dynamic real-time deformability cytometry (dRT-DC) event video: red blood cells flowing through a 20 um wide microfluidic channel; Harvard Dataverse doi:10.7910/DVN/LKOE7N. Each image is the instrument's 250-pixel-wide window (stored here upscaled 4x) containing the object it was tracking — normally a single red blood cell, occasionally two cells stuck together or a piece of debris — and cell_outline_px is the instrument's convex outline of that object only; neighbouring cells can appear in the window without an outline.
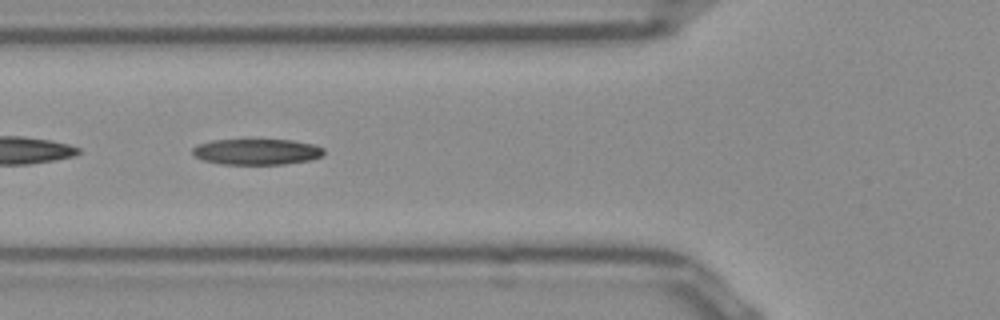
{"species": "Egyptian fruit bat (a non-hibernating species)", "species_latin": "Rousettus aegyptiacus", "temperature_condition": "room temperature", "stored_images_in_passage": 52, "segment_of_instrument_passage": [2, 2], "camera_frame_rate_fps": 3000, "um_per_image_px": 0.085, "frame": {"image": 1, "passage_image": 19, "time_ms": 6.0, "image_size_px": [1000, 320], "cell_outline_px": [[324, 152], [320, 156], [308, 160], [284, 164], [220, 164], [204, 160], [196, 156], [192, 152], [192, 148], [200, 144], [212, 140], [292, 140], [316, 144], [324, 148]], "centroid_in_image_um": [21.84, 12.89], "position_along_channel_um": 104.0, "area_um2": 19.65}}
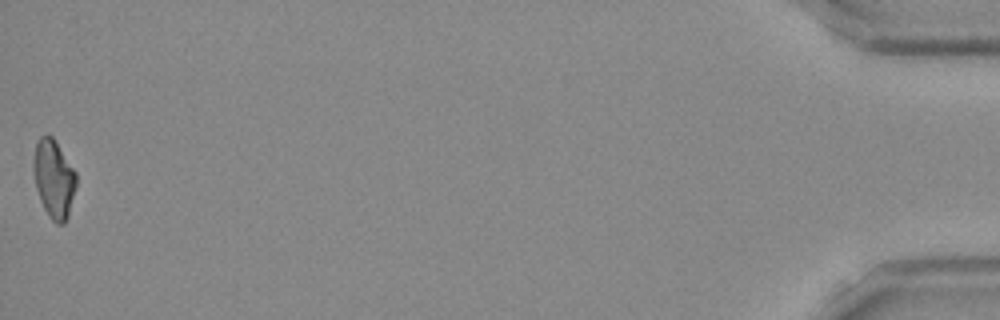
{"frame": {"image": 2, "passage_image": 52, "time_ms": 17.0, "image_size_px": [1000, 320], "cell_outline_px": [[76, 188], [68, 216], [64, 224], [56, 224], [52, 220], [44, 208], [40, 200], [36, 188], [36, 144], [40, 136], [52, 136], [76, 172]], "centroid_in_image_um": [4.63, 15.26], "position_along_channel_um": 430.6, "area_um2": 18.73}}